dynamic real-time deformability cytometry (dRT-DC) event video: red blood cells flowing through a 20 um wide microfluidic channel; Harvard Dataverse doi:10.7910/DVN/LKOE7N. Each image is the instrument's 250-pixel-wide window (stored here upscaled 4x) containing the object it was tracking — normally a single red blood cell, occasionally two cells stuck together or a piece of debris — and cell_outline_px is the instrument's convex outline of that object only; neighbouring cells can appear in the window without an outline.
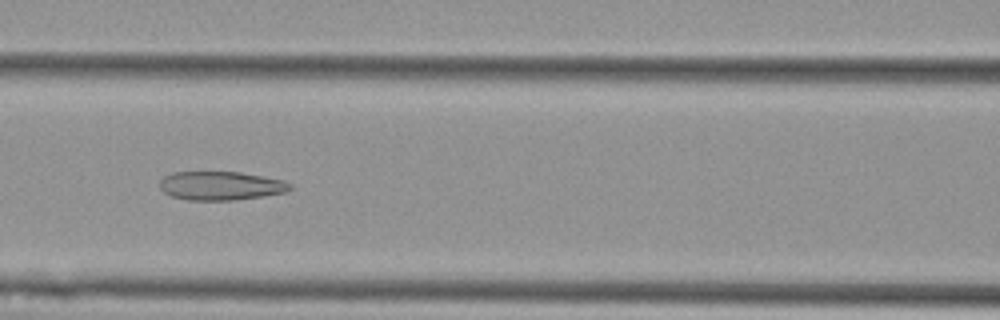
{"species": "Egyptian fruit bat (a non-hibernating species)", "species_latin": "Rousettus aegyptiacus", "temperature_condition": "cold", "stored_images_in_passage": 8, "camera_frame_rate_fps": 3000, "um_per_image_px": 0.085, "animal": {"sex": "female"}, "frame": {"image": 1, "passage_image": 7, "time_ms": 2.0, "image_size_px": [1000, 320], "cell_outline_px": [[292, 188], [284, 192], [264, 196], [236, 200], [188, 200], [172, 196], [164, 192], [160, 188], [160, 180], [164, 176], [172, 172], [240, 172], [284, 180], [292, 184]], "centroid_in_image_um": [18.77, 15.79], "position_along_channel_um": 147.8, "area_um2": 21.85}}
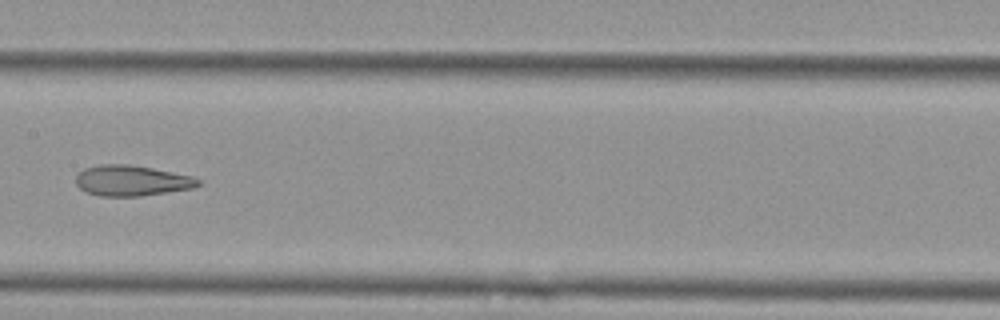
{"frame": {"image": 2, "passage_image": 8, "time_ms": 2.333, "image_size_px": [1000, 320], "cell_outline_px": [[204, 184], [196, 188], [140, 196], [100, 196], [88, 192], [80, 188], [76, 184], [76, 176], [84, 168], [100, 164], [128, 164], [152, 168], [192, 176], [200, 180]], "centroid_in_image_um": [11.24, 15.35], "position_along_channel_um": 196.2, "area_um2": 21.91}}